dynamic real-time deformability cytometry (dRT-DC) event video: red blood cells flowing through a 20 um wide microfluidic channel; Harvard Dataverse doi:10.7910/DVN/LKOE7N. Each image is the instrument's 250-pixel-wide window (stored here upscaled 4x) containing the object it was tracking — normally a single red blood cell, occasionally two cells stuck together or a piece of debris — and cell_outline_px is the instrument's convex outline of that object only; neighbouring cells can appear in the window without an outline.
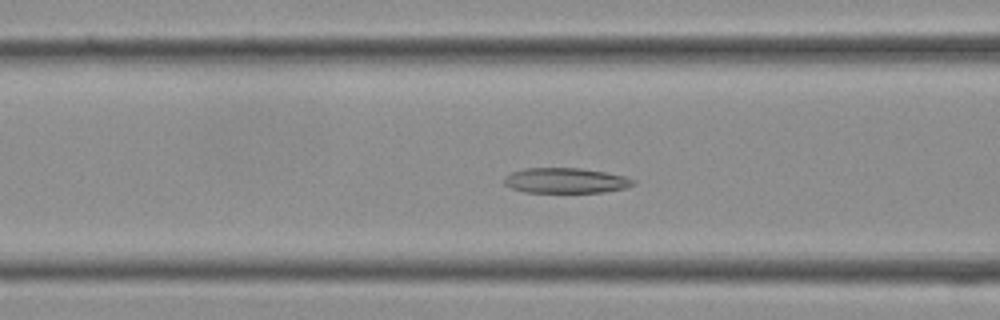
{"species": "Egyptian fruit bat (a non-hibernating species)", "species_latin": "Rousettus aegyptiacus", "temperature_condition": "cold", "stored_images_in_passage": 32, "camera_frame_rate_fps": 3000, "um_per_image_px": 0.085, "frame": {"image": 1, "passage_image": 8, "time_ms": 2.333, "image_size_px": [1000, 320], "cell_outline_px": [[636, 184], [628, 188], [604, 192], [524, 192], [512, 188], [504, 184], [504, 176], [512, 172], [524, 168], [580, 168], [604, 172], [624, 176], [636, 180]], "centroid_in_image_um": [48.1, 15.35], "position_along_channel_um": 118.5, "area_um2": 19.07}}
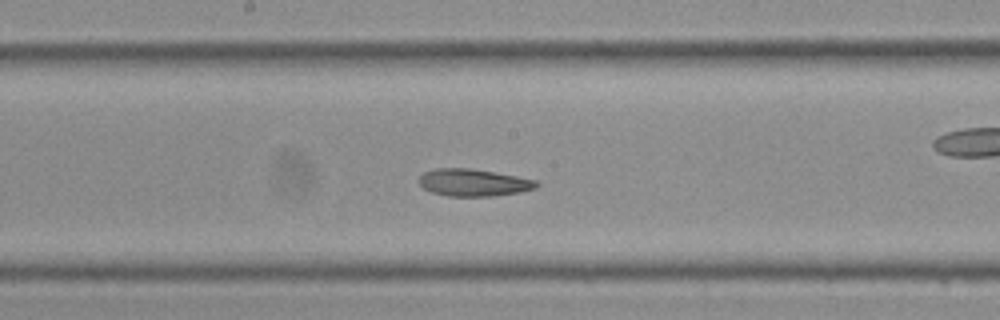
{"frame": {"image": 2, "passage_image": 13, "time_ms": 4.0, "image_size_px": [1000, 320], "cell_outline_px": [[540, 184], [536, 188], [520, 192], [496, 196], [448, 196], [432, 192], [424, 188], [420, 184], [420, 176], [424, 172], [436, 168], [472, 168], [496, 172], [536, 180]], "centroid_in_image_um": [40.28, 15.51], "position_along_channel_um": 207.9, "area_um2": 18.67}}
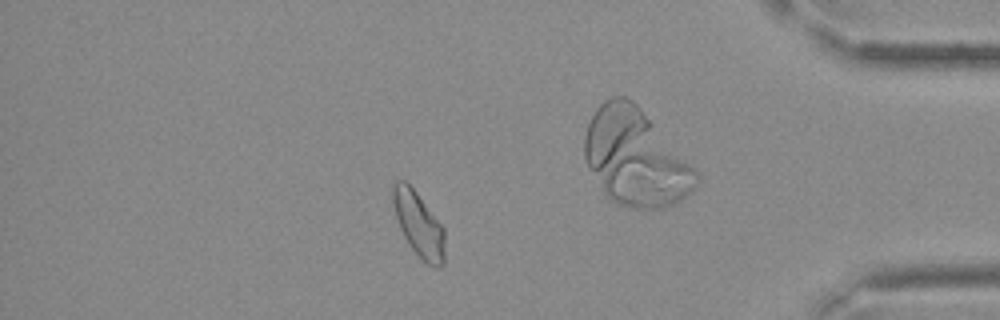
{"frame": {"image": 3, "passage_image": 26, "time_ms": 8.333, "image_size_px": [1000, 320], "cell_outline_px": [[444, 264], [428, 264], [412, 248], [404, 236], [400, 228], [396, 216], [392, 200], [392, 184], [396, 180], [404, 180], [416, 192], [444, 228]], "centroid_in_image_um": [35.56, 19.01], "position_along_channel_um": 399.6, "area_um2": 18.96}}